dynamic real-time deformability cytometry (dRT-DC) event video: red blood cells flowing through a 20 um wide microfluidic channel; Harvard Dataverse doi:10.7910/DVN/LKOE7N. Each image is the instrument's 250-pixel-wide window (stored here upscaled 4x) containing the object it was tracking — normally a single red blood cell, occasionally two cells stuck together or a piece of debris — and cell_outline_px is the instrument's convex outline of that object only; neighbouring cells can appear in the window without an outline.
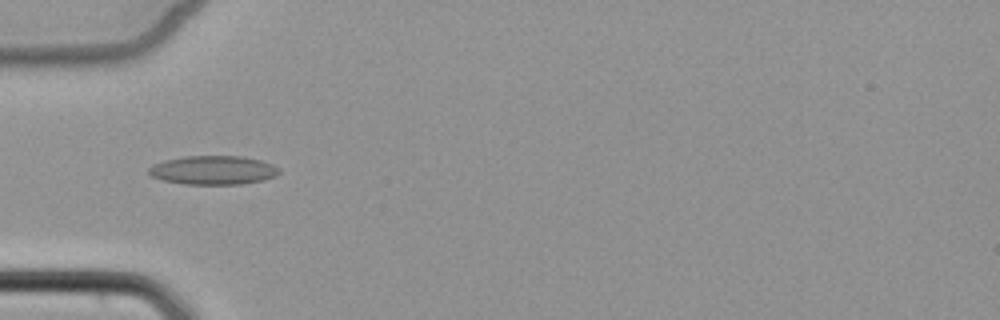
{"species": "common noctule bat (a hibernating species)", "species_latin": "Nyctalus noctula", "temperature_condition": "cold", "stored_images_in_passage": 6, "camera_frame_rate_fps": 3000, "um_per_image_px": 0.085, "animal": {"sex": "female", "body_mass_g": 22.7, "forearm_length_mm": 54.2}, "frame": {"image": 1, "passage_image": 5, "time_ms": 4.667, "image_size_px": [1000, 320], "cell_outline_px": [[280, 172], [276, 176], [264, 180], [240, 184], [184, 184], [164, 180], [152, 176], [148, 172], [148, 168], [152, 164], [164, 160], [184, 156], [240, 156], [260, 160], [272, 164], [280, 168]], "centroid_in_image_um": [18.13, 14.46], "position_along_channel_um": 66.9, "area_um2": 21.96}}
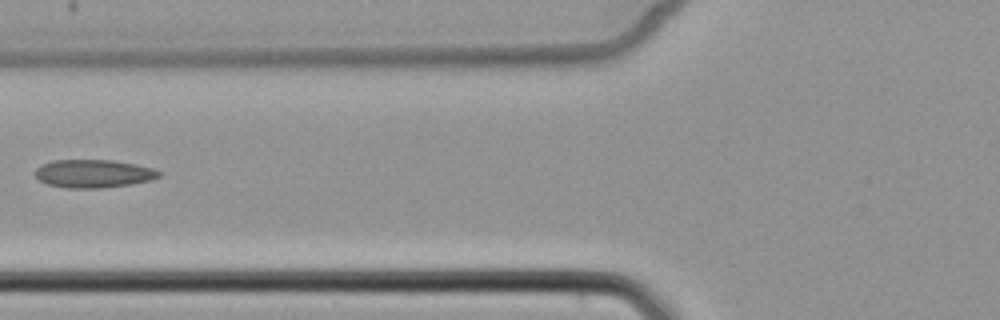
{"frame": {"image": 2, "passage_image": 6, "time_ms": 6.0, "image_size_px": [1000, 320], "cell_outline_px": [[160, 176], [152, 180], [132, 184], [100, 188], [64, 188], [48, 184], [40, 180], [36, 176], [36, 168], [40, 164], [52, 160], [112, 160], [136, 164], [152, 168], [160, 172]], "centroid_in_image_um": [7.94, 14.75], "position_along_channel_um": 117.9, "area_um2": 20.35}}